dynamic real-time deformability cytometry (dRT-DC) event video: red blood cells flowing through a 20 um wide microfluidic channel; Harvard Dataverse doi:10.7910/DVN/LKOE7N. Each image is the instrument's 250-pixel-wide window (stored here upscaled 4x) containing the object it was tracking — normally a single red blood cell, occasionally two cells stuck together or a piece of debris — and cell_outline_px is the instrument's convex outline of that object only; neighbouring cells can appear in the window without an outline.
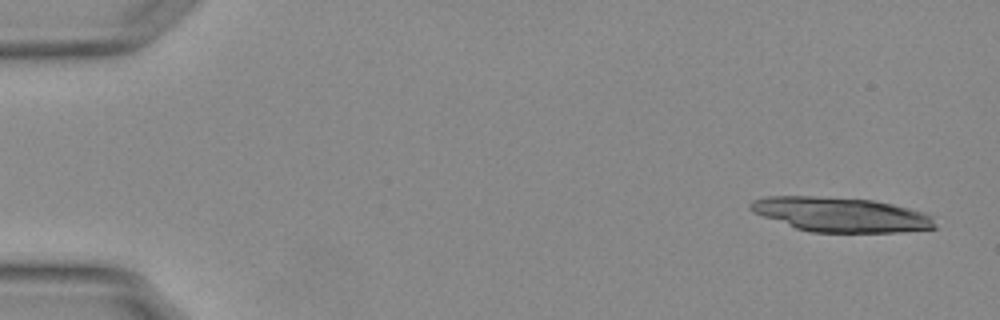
{"species": "Egyptian fruit bat (a non-hibernating species)", "species_latin": "Rousettus aegyptiacus", "temperature_condition": "warm", "stored_images_in_passage": 14, "camera_frame_rate_fps": 3000, "um_per_image_px": 0.085, "animal": {"sex": "female"}, "frame": {"image": 1, "passage_image": 1, "time_ms": 0.0, "image_size_px": [1000, 320], "cell_outline_px": [[936, 228], [900, 232], [812, 232], [796, 228], [752, 212], [748, 208], [748, 204], [752, 200], [764, 196], [812, 196], [872, 200], [892, 204], [924, 212], [932, 216], [936, 224]], "centroid_in_image_um": [71.45, 18.23], "position_along_channel_um": 13.5, "area_um2": 37.11}}